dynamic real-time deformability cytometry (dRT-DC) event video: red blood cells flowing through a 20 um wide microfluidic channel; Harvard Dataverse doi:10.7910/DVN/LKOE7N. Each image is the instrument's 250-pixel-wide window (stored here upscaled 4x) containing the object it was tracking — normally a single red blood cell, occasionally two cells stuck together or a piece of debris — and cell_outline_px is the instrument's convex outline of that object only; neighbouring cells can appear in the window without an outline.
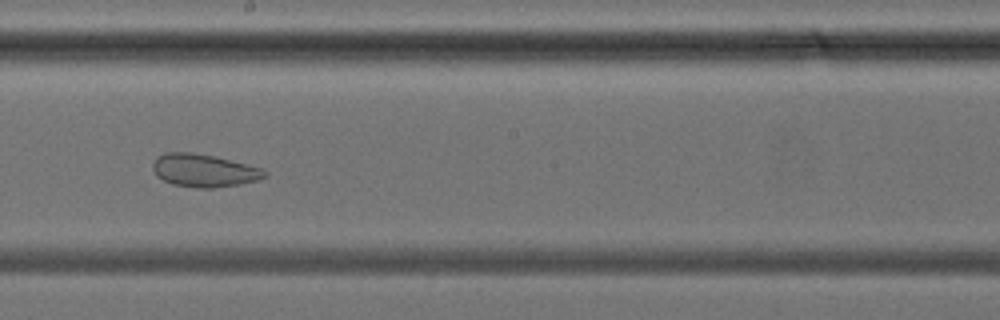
{"species": "common noctule bat (a hibernating species)", "species_latin": "Nyctalus noctula", "temperature_condition": "cold", "stored_images_in_passage": 30, "camera_frame_rate_fps": 3000, "um_per_image_px": 0.085, "animal": {"sex": "female", "body_mass_g": 24.6, "forearm_length_mm": 56.2}, "frame": {"image": 1, "passage_image": 13, "time_ms": 4.0, "image_size_px": [1000, 320], "cell_outline_px": [[268, 176], [260, 180], [240, 184], [212, 188], [196, 188], [172, 184], [156, 176], [152, 168], [152, 164], [164, 152], [192, 152], [212, 156], [248, 164], [260, 168], [268, 172]], "centroid_in_image_um": [17.36, 14.5], "position_along_channel_um": 230.8, "area_um2": 21.44}}
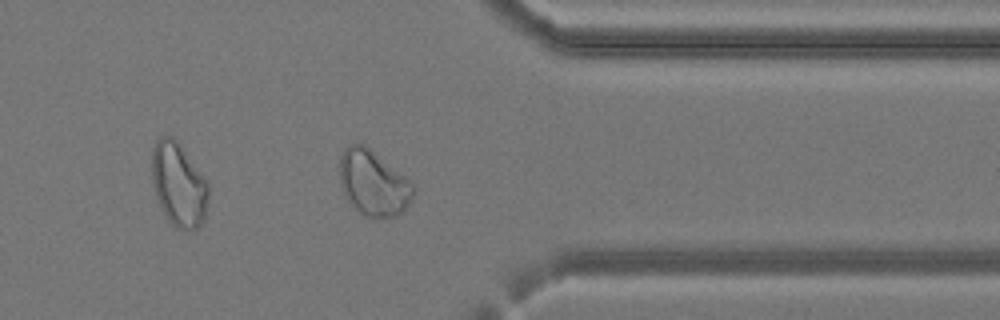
{"frame": {"image": 2, "passage_image": 22, "time_ms": 7.0, "image_size_px": [1000, 320], "cell_outline_px": [[416, 188], [408, 204], [396, 216], [368, 216], [360, 212], [348, 200], [340, 184], [340, 156], [344, 148], [348, 144], [364, 144], [412, 180]], "centroid_in_image_um": [31.75, 15.51], "position_along_channel_um": 379.7, "area_um2": 27.8}}